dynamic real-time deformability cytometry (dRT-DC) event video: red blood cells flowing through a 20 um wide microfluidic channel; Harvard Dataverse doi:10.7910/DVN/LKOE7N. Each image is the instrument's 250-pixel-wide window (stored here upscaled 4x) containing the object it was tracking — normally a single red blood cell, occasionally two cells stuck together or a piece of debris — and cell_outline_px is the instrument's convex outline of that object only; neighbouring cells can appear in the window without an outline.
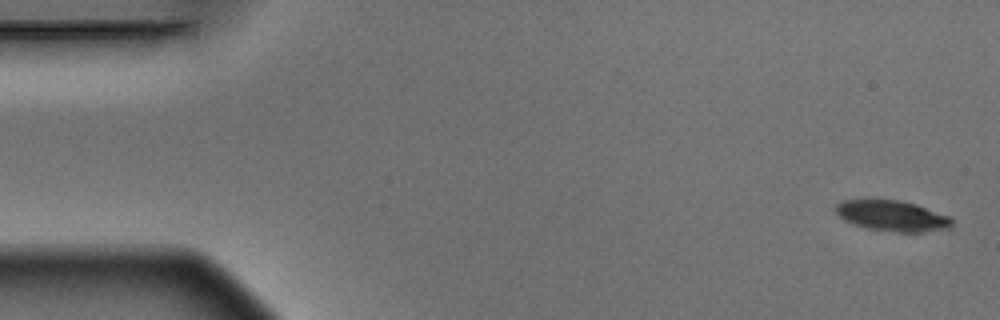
{"species": "Egyptian fruit bat (a non-hibernating species)", "species_latin": "Rousettus aegyptiacus", "temperature_condition": "warm", "stored_images_in_passage": 5, "camera_frame_rate_fps": 3000, "um_per_image_px": 0.085, "animal": {"sex": "male"}, "frame": {"image": 1, "passage_image": 1, "time_ms": 0.0, "image_size_px": [1000, 320], "cell_outline_px": [[952, 224], [948, 228], [924, 232], [896, 232], [868, 228], [844, 220], [836, 212], [836, 204], [844, 200], [864, 196], [904, 200], [916, 204], [948, 216], [952, 220]], "centroid_in_image_um": [75.77, 18.28], "position_along_channel_um": 9.2, "area_um2": 21.33}}
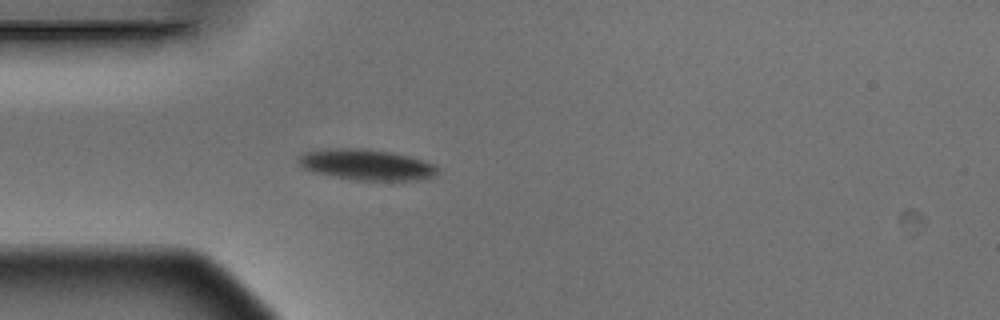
{"frame": {"image": 2, "passage_image": 5, "time_ms": 1.333, "image_size_px": [1000, 320], "cell_outline_px": [[440, 172], [436, 176], [416, 180], [356, 180], [312, 172], [300, 168], [296, 160], [296, 156], [304, 152], [328, 148], [364, 148], [392, 152], [408, 156], [436, 164], [440, 168]], "centroid_in_image_um": [31.12, 13.99], "position_along_channel_um": 53.9, "area_um2": 25.49}}